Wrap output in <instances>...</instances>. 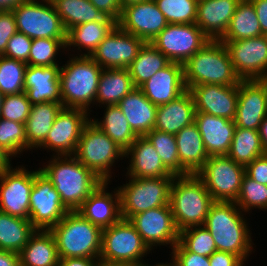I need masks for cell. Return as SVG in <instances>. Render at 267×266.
Listing matches in <instances>:
<instances>
[{
	"instance_id": "63",
	"label": "cell",
	"mask_w": 267,
	"mask_h": 266,
	"mask_svg": "<svg viewBox=\"0 0 267 266\" xmlns=\"http://www.w3.org/2000/svg\"><path fill=\"white\" fill-rule=\"evenodd\" d=\"M166 263H162V262H158V263H156V266H176L173 262H172V260L170 259V262H167V261H165Z\"/></svg>"
},
{
	"instance_id": "55",
	"label": "cell",
	"mask_w": 267,
	"mask_h": 266,
	"mask_svg": "<svg viewBox=\"0 0 267 266\" xmlns=\"http://www.w3.org/2000/svg\"><path fill=\"white\" fill-rule=\"evenodd\" d=\"M259 20L262 34L267 35V0H250Z\"/></svg>"
},
{
	"instance_id": "52",
	"label": "cell",
	"mask_w": 267,
	"mask_h": 266,
	"mask_svg": "<svg viewBox=\"0 0 267 266\" xmlns=\"http://www.w3.org/2000/svg\"><path fill=\"white\" fill-rule=\"evenodd\" d=\"M245 174L256 182L267 185V154H263L247 164Z\"/></svg>"
},
{
	"instance_id": "49",
	"label": "cell",
	"mask_w": 267,
	"mask_h": 266,
	"mask_svg": "<svg viewBox=\"0 0 267 266\" xmlns=\"http://www.w3.org/2000/svg\"><path fill=\"white\" fill-rule=\"evenodd\" d=\"M32 42V38H29L27 35L17 31L9 39L3 56L13 58L15 60H20L26 63L28 61Z\"/></svg>"
},
{
	"instance_id": "2",
	"label": "cell",
	"mask_w": 267,
	"mask_h": 266,
	"mask_svg": "<svg viewBox=\"0 0 267 266\" xmlns=\"http://www.w3.org/2000/svg\"><path fill=\"white\" fill-rule=\"evenodd\" d=\"M46 163L39 167L40 171L52 182L69 211H77L103 182L73 155H53Z\"/></svg>"
},
{
	"instance_id": "37",
	"label": "cell",
	"mask_w": 267,
	"mask_h": 266,
	"mask_svg": "<svg viewBox=\"0 0 267 266\" xmlns=\"http://www.w3.org/2000/svg\"><path fill=\"white\" fill-rule=\"evenodd\" d=\"M256 10L250 0H240L229 27L220 41H237L262 36Z\"/></svg>"
},
{
	"instance_id": "42",
	"label": "cell",
	"mask_w": 267,
	"mask_h": 266,
	"mask_svg": "<svg viewBox=\"0 0 267 266\" xmlns=\"http://www.w3.org/2000/svg\"><path fill=\"white\" fill-rule=\"evenodd\" d=\"M145 137L156 149L164 166L173 175L181 176V164L178 157L175 135L153 129Z\"/></svg>"
},
{
	"instance_id": "27",
	"label": "cell",
	"mask_w": 267,
	"mask_h": 266,
	"mask_svg": "<svg viewBox=\"0 0 267 266\" xmlns=\"http://www.w3.org/2000/svg\"><path fill=\"white\" fill-rule=\"evenodd\" d=\"M240 0H198L195 24L210 40H220Z\"/></svg>"
},
{
	"instance_id": "28",
	"label": "cell",
	"mask_w": 267,
	"mask_h": 266,
	"mask_svg": "<svg viewBox=\"0 0 267 266\" xmlns=\"http://www.w3.org/2000/svg\"><path fill=\"white\" fill-rule=\"evenodd\" d=\"M117 26V20L108 17L106 20L87 22L72 27L67 31L66 54L68 55L71 52H75L73 49H76V51H78L75 53L79 56H91L97 46L114 31Z\"/></svg>"
},
{
	"instance_id": "38",
	"label": "cell",
	"mask_w": 267,
	"mask_h": 266,
	"mask_svg": "<svg viewBox=\"0 0 267 266\" xmlns=\"http://www.w3.org/2000/svg\"><path fill=\"white\" fill-rule=\"evenodd\" d=\"M51 3L60 16L66 31L83 23L108 18L89 0H51Z\"/></svg>"
},
{
	"instance_id": "53",
	"label": "cell",
	"mask_w": 267,
	"mask_h": 266,
	"mask_svg": "<svg viewBox=\"0 0 267 266\" xmlns=\"http://www.w3.org/2000/svg\"><path fill=\"white\" fill-rule=\"evenodd\" d=\"M210 266H242L245 262L230 252L215 251L209 257Z\"/></svg>"
},
{
	"instance_id": "62",
	"label": "cell",
	"mask_w": 267,
	"mask_h": 266,
	"mask_svg": "<svg viewBox=\"0 0 267 266\" xmlns=\"http://www.w3.org/2000/svg\"><path fill=\"white\" fill-rule=\"evenodd\" d=\"M97 266H128V264L125 263H110L105 262L99 259Z\"/></svg>"
},
{
	"instance_id": "47",
	"label": "cell",
	"mask_w": 267,
	"mask_h": 266,
	"mask_svg": "<svg viewBox=\"0 0 267 266\" xmlns=\"http://www.w3.org/2000/svg\"><path fill=\"white\" fill-rule=\"evenodd\" d=\"M168 24H192L197 17L198 0H154Z\"/></svg>"
},
{
	"instance_id": "50",
	"label": "cell",
	"mask_w": 267,
	"mask_h": 266,
	"mask_svg": "<svg viewBox=\"0 0 267 266\" xmlns=\"http://www.w3.org/2000/svg\"><path fill=\"white\" fill-rule=\"evenodd\" d=\"M171 251L170 257L176 266H210L209 257L185 251L178 243Z\"/></svg>"
},
{
	"instance_id": "45",
	"label": "cell",
	"mask_w": 267,
	"mask_h": 266,
	"mask_svg": "<svg viewBox=\"0 0 267 266\" xmlns=\"http://www.w3.org/2000/svg\"><path fill=\"white\" fill-rule=\"evenodd\" d=\"M235 203L244 213L247 214L251 213L254 208L266 211L267 185L260 184L244 174L240 192Z\"/></svg>"
},
{
	"instance_id": "16",
	"label": "cell",
	"mask_w": 267,
	"mask_h": 266,
	"mask_svg": "<svg viewBox=\"0 0 267 266\" xmlns=\"http://www.w3.org/2000/svg\"><path fill=\"white\" fill-rule=\"evenodd\" d=\"M129 221L153 253L158 246H166L172 250L179 241V231L170 204L133 215Z\"/></svg>"
},
{
	"instance_id": "61",
	"label": "cell",
	"mask_w": 267,
	"mask_h": 266,
	"mask_svg": "<svg viewBox=\"0 0 267 266\" xmlns=\"http://www.w3.org/2000/svg\"><path fill=\"white\" fill-rule=\"evenodd\" d=\"M145 1H148V0H119V3L121 7L123 8L134 3L145 2Z\"/></svg>"
},
{
	"instance_id": "33",
	"label": "cell",
	"mask_w": 267,
	"mask_h": 266,
	"mask_svg": "<svg viewBox=\"0 0 267 266\" xmlns=\"http://www.w3.org/2000/svg\"><path fill=\"white\" fill-rule=\"evenodd\" d=\"M63 108L62 103L44 102L31 105L25 122L27 146L33 151L45 141L57 114Z\"/></svg>"
},
{
	"instance_id": "44",
	"label": "cell",
	"mask_w": 267,
	"mask_h": 266,
	"mask_svg": "<svg viewBox=\"0 0 267 266\" xmlns=\"http://www.w3.org/2000/svg\"><path fill=\"white\" fill-rule=\"evenodd\" d=\"M178 244L185 250L210 257L217 251L211 233L203 226H193L179 232Z\"/></svg>"
},
{
	"instance_id": "35",
	"label": "cell",
	"mask_w": 267,
	"mask_h": 266,
	"mask_svg": "<svg viewBox=\"0 0 267 266\" xmlns=\"http://www.w3.org/2000/svg\"><path fill=\"white\" fill-rule=\"evenodd\" d=\"M102 108L105 109L103 116L100 119L91 117L90 120L126 151L138 136L130 128L127 118L117 105H106Z\"/></svg>"
},
{
	"instance_id": "12",
	"label": "cell",
	"mask_w": 267,
	"mask_h": 266,
	"mask_svg": "<svg viewBox=\"0 0 267 266\" xmlns=\"http://www.w3.org/2000/svg\"><path fill=\"white\" fill-rule=\"evenodd\" d=\"M210 39L195 24H168L150 43L171 62L184 64Z\"/></svg>"
},
{
	"instance_id": "48",
	"label": "cell",
	"mask_w": 267,
	"mask_h": 266,
	"mask_svg": "<svg viewBox=\"0 0 267 266\" xmlns=\"http://www.w3.org/2000/svg\"><path fill=\"white\" fill-rule=\"evenodd\" d=\"M31 103L25 92L6 95L3 99L0 118L25 124Z\"/></svg>"
},
{
	"instance_id": "1",
	"label": "cell",
	"mask_w": 267,
	"mask_h": 266,
	"mask_svg": "<svg viewBox=\"0 0 267 266\" xmlns=\"http://www.w3.org/2000/svg\"><path fill=\"white\" fill-rule=\"evenodd\" d=\"M244 213L235 202L215 201L204 226L211 233L217 251L230 252L245 263L253 249L252 231Z\"/></svg>"
},
{
	"instance_id": "32",
	"label": "cell",
	"mask_w": 267,
	"mask_h": 266,
	"mask_svg": "<svg viewBox=\"0 0 267 266\" xmlns=\"http://www.w3.org/2000/svg\"><path fill=\"white\" fill-rule=\"evenodd\" d=\"M59 256L53 234L36 230L19 252L20 266H58Z\"/></svg>"
},
{
	"instance_id": "5",
	"label": "cell",
	"mask_w": 267,
	"mask_h": 266,
	"mask_svg": "<svg viewBox=\"0 0 267 266\" xmlns=\"http://www.w3.org/2000/svg\"><path fill=\"white\" fill-rule=\"evenodd\" d=\"M215 201L196 175L175 176L170 190V206L178 231L203 226Z\"/></svg>"
},
{
	"instance_id": "13",
	"label": "cell",
	"mask_w": 267,
	"mask_h": 266,
	"mask_svg": "<svg viewBox=\"0 0 267 266\" xmlns=\"http://www.w3.org/2000/svg\"><path fill=\"white\" fill-rule=\"evenodd\" d=\"M90 114L84 109L63 107L37 150L42 148L47 153L52 152V156L74 155L83 128L91 119Z\"/></svg>"
},
{
	"instance_id": "58",
	"label": "cell",
	"mask_w": 267,
	"mask_h": 266,
	"mask_svg": "<svg viewBox=\"0 0 267 266\" xmlns=\"http://www.w3.org/2000/svg\"><path fill=\"white\" fill-rule=\"evenodd\" d=\"M12 158L14 157L6 151L2 146H0V172L12 167Z\"/></svg>"
},
{
	"instance_id": "34",
	"label": "cell",
	"mask_w": 267,
	"mask_h": 266,
	"mask_svg": "<svg viewBox=\"0 0 267 266\" xmlns=\"http://www.w3.org/2000/svg\"><path fill=\"white\" fill-rule=\"evenodd\" d=\"M134 88L128 68L103 69L99 79L95 107L117 105Z\"/></svg>"
},
{
	"instance_id": "31",
	"label": "cell",
	"mask_w": 267,
	"mask_h": 266,
	"mask_svg": "<svg viewBox=\"0 0 267 266\" xmlns=\"http://www.w3.org/2000/svg\"><path fill=\"white\" fill-rule=\"evenodd\" d=\"M117 106L137 136H145L154 129L158 106L151 103L139 88H134Z\"/></svg>"
},
{
	"instance_id": "8",
	"label": "cell",
	"mask_w": 267,
	"mask_h": 266,
	"mask_svg": "<svg viewBox=\"0 0 267 266\" xmlns=\"http://www.w3.org/2000/svg\"><path fill=\"white\" fill-rule=\"evenodd\" d=\"M175 176L160 178L127 177L126 184L117 186L121 198L122 218L170 204V190ZM128 182V183H127Z\"/></svg>"
},
{
	"instance_id": "23",
	"label": "cell",
	"mask_w": 267,
	"mask_h": 266,
	"mask_svg": "<svg viewBox=\"0 0 267 266\" xmlns=\"http://www.w3.org/2000/svg\"><path fill=\"white\" fill-rule=\"evenodd\" d=\"M139 89L157 106L175 100L187 90L184 84L183 64L171 62L157 71Z\"/></svg>"
},
{
	"instance_id": "15",
	"label": "cell",
	"mask_w": 267,
	"mask_h": 266,
	"mask_svg": "<svg viewBox=\"0 0 267 266\" xmlns=\"http://www.w3.org/2000/svg\"><path fill=\"white\" fill-rule=\"evenodd\" d=\"M17 166L0 172V211L11 216L29 219L34 169L28 170L26 165Z\"/></svg>"
},
{
	"instance_id": "17",
	"label": "cell",
	"mask_w": 267,
	"mask_h": 266,
	"mask_svg": "<svg viewBox=\"0 0 267 266\" xmlns=\"http://www.w3.org/2000/svg\"><path fill=\"white\" fill-rule=\"evenodd\" d=\"M222 42L241 80L267 79V35Z\"/></svg>"
},
{
	"instance_id": "46",
	"label": "cell",
	"mask_w": 267,
	"mask_h": 266,
	"mask_svg": "<svg viewBox=\"0 0 267 266\" xmlns=\"http://www.w3.org/2000/svg\"><path fill=\"white\" fill-rule=\"evenodd\" d=\"M0 146L14 158L23 155V152L32 153L27 146L25 124L0 118Z\"/></svg>"
},
{
	"instance_id": "11",
	"label": "cell",
	"mask_w": 267,
	"mask_h": 266,
	"mask_svg": "<svg viewBox=\"0 0 267 266\" xmlns=\"http://www.w3.org/2000/svg\"><path fill=\"white\" fill-rule=\"evenodd\" d=\"M245 166L228 156H210L196 174L214 201L235 202L241 188Z\"/></svg>"
},
{
	"instance_id": "59",
	"label": "cell",
	"mask_w": 267,
	"mask_h": 266,
	"mask_svg": "<svg viewBox=\"0 0 267 266\" xmlns=\"http://www.w3.org/2000/svg\"><path fill=\"white\" fill-rule=\"evenodd\" d=\"M258 131L263 150L267 154V116L262 120Z\"/></svg>"
},
{
	"instance_id": "26",
	"label": "cell",
	"mask_w": 267,
	"mask_h": 266,
	"mask_svg": "<svg viewBox=\"0 0 267 266\" xmlns=\"http://www.w3.org/2000/svg\"><path fill=\"white\" fill-rule=\"evenodd\" d=\"M60 66L27 65L24 90L31 105L44 102L61 103Z\"/></svg>"
},
{
	"instance_id": "4",
	"label": "cell",
	"mask_w": 267,
	"mask_h": 266,
	"mask_svg": "<svg viewBox=\"0 0 267 266\" xmlns=\"http://www.w3.org/2000/svg\"><path fill=\"white\" fill-rule=\"evenodd\" d=\"M186 89L203 84L239 85L230 54L220 40H210L183 64Z\"/></svg>"
},
{
	"instance_id": "18",
	"label": "cell",
	"mask_w": 267,
	"mask_h": 266,
	"mask_svg": "<svg viewBox=\"0 0 267 266\" xmlns=\"http://www.w3.org/2000/svg\"><path fill=\"white\" fill-rule=\"evenodd\" d=\"M145 43L117 26L90 57L103 69L128 68Z\"/></svg>"
},
{
	"instance_id": "10",
	"label": "cell",
	"mask_w": 267,
	"mask_h": 266,
	"mask_svg": "<svg viewBox=\"0 0 267 266\" xmlns=\"http://www.w3.org/2000/svg\"><path fill=\"white\" fill-rule=\"evenodd\" d=\"M12 12L17 31L29 38L67 39V31L51 1L26 0Z\"/></svg>"
},
{
	"instance_id": "57",
	"label": "cell",
	"mask_w": 267,
	"mask_h": 266,
	"mask_svg": "<svg viewBox=\"0 0 267 266\" xmlns=\"http://www.w3.org/2000/svg\"><path fill=\"white\" fill-rule=\"evenodd\" d=\"M0 266H20L19 254L0 250Z\"/></svg>"
},
{
	"instance_id": "6",
	"label": "cell",
	"mask_w": 267,
	"mask_h": 266,
	"mask_svg": "<svg viewBox=\"0 0 267 266\" xmlns=\"http://www.w3.org/2000/svg\"><path fill=\"white\" fill-rule=\"evenodd\" d=\"M49 231L55 238L59 258L99 259L102 229L85 219L78 211H69Z\"/></svg>"
},
{
	"instance_id": "25",
	"label": "cell",
	"mask_w": 267,
	"mask_h": 266,
	"mask_svg": "<svg viewBox=\"0 0 267 266\" xmlns=\"http://www.w3.org/2000/svg\"><path fill=\"white\" fill-rule=\"evenodd\" d=\"M194 123L201 133L209 157L228 155L236 128L233 120L195 112Z\"/></svg>"
},
{
	"instance_id": "19",
	"label": "cell",
	"mask_w": 267,
	"mask_h": 266,
	"mask_svg": "<svg viewBox=\"0 0 267 266\" xmlns=\"http://www.w3.org/2000/svg\"><path fill=\"white\" fill-rule=\"evenodd\" d=\"M118 27L150 43L168 22L154 0L123 7L117 21Z\"/></svg>"
},
{
	"instance_id": "51",
	"label": "cell",
	"mask_w": 267,
	"mask_h": 266,
	"mask_svg": "<svg viewBox=\"0 0 267 266\" xmlns=\"http://www.w3.org/2000/svg\"><path fill=\"white\" fill-rule=\"evenodd\" d=\"M17 32V25L12 10L0 11V56L6 50L9 39Z\"/></svg>"
},
{
	"instance_id": "14",
	"label": "cell",
	"mask_w": 267,
	"mask_h": 266,
	"mask_svg": "<svg viewBox=\"0 0 267 266\" xmlns=\"http://www.w3.org/2000/svg\"><path fill=\"white\" fill-rule=\"evenodd\" d=\"M69 210L63 205L52 182L34 170V185L30 193L29 220L37 230H50Z\"/></svg>"
},
{
	"instance_id": "60",
	"label": "cell",
	"mask_w": 267,
	"mask_h": 266,
	"mask_svg": "<svg viewBox=\"0 0 267 266\" xmlns=\"http://www.w3.org/2000/svg\"><path fill=\"white\" fill-rule=\"evenodd\" d=\"M26 0H0V11L2 10H12L18 4L24 2Z\"/></svg>"
},
{
	"instance_id": "22",
	"label": "cell",
	"mask_w": 267,
	"mask_h": 266,
	"mask_svg": "<svg viewBox=\"0 0 267 266\" xmlns=\"http://www.w3.org/2000/svg\"><path fill=\"white\" fill-rule=\"evenodd\" d=\"M103 181L77 210L85 219L101 229L112 226L122 219L121 198L118 187L112 192L108 184Z\"/></svg>"
},
{
	"instance_id": "40",
	"label": "cell",
	"mask_w": 267,
	"mask_h": 266,
	"mask_svg": "<svg viewBox=\"0 0 267 266\" xmlns=\"http://www.w3.org/2000/svg\"><path fill=\"white\" fill-rule=\"evenodd\" d=\"M265 154L258 130L236 127L228 153L235 163L246 166Z\"/></svg>"
},
{
	"instance_id": "39",
	"label": "cell",
	"mask_w": 267,
	"mask_h": 266,
	"mask_svg": "<svg viewBox=\"0 0 267 266\" xmlns=\"http://www.w3.org/2000/svg\"><path fill=\"white\" fill-rule=\"evenodd\" d=\"M171 61L151 43H145L128 67L135 88H139L157 71L165 68Z\"/></svg>"
},
{
	"instance_id": "54",
	"label": "cell",
	"mask_w": 267,
	"mask_h": 266,
	"mask_svg": "<svg viewBox=\"0 0 267 266\" xmlns=\"http://www.w3.org/2000/svg\"><path fill=\"white\" fill-rule=\"evenodd\" d=\"M98 10L107 17L119 20L122 7L119 0H89Z\"/></svg>"
},
{
	"instance_id": "65",
	"label": "cell",
	"mask_w": 267,
	"mask_h": 266,
	"mask_svg": "<svg viewBox=\"0 0 267 266\" xmlns=\"http://www.w3.org/2000/svg\"><path fill=\"white\" fill-rule=\"evenodd\" d=\"M4 96L1 92H0V114H1V107H2V104H3V99H4Z\"/></svg>"
},
{
	"instance_id": "41",
	"label": "cell",
	"mask_w": 267,
	"mask_h": 266,
	"mask_svg": "<svg viewBox=\"0 0 267 266\" xmlns=\"http://www.w3.org/2000/svg\"><path fill=\"white\" fill-rule=\"evenodd\" d=\"M66 40L51 38L33 39L28 61L26 62L27 65L40 67L60 66L61 63L60 60H57V57H62L59 56L61 52L66 54Z\"/></svg>"
},
{
	"instance_id": "9",
	"label": "cell",
	"mask_w": 267,
	"mask_h": 266,
	"mask_svg": "<svg viewBox=\"0 0 267 266\" xmlns=\"http://www.w3.org/2000/svg\"><path fill=\"white\" fill-rule=\"evenodd\" d=\"M152 251L144 243L134 225L126 219L102 229L99 259L110 263L138 264Z\"/></svg>"
},
{
	"instance_id": "64",
	"label": "cell",
	"mask_w": 267,
	"mask_h": 266,
	"mask_svg": "<svg viewBox=\"0 0 267 266\" xmlns=\"http://www.w3.org/2000/svg\"><path fill=\"white\" fill-rule=\"evenodd\" d=\"M128 266H156V264L150 265L146 262H142V263H138V264H128Z\"/></svg>"
},
{
	"instance_id": "36",
	"label": "cell",
	"mask_w": 267,
	"mask_h": 266,
	"mask_svg": "<svg viewBox=\"0 0 267 266\" xmlns=\"http://www.w3.org/2000/svg\"><path fill=\"white\" fill-rule=\"evenodd\" d=\"M36 230L29 219L0 211V250L19 254Z\"/></svg>"
},
{
	"instance_id": "56",
	"label": "cell",
	"mask_w": 267,
	"mask_h": 266,
	"mask_svg": "<svg viewBox=\"0 0 267 266\" xmlns=\"http://www.w3.org/2000/svg\"><path fill=\"white\" fill-rule=\"evenodd\" d=\"M99 259L86 257L60 258L58 266H97Z\"/></svg>"
},
{
	"instance_id": "24",
	"label": "cell",
	"mask_w": 267,
	"mask_h": 266,
	"mask_svg": "<svg viewBox=\"0 0 267 266\" xmlns=\"http://www.w3.org/2000/svg\"><path fill=\"white\" fill-rule=\"evenodd\" d=\"M125 176L134 178H160L173 175L163 164L154 146L145 136H138L125 151Z\"/></svg>"
},
{
	"instance_id": "29",
	"label": "cell",
	"mask_w": 267,
	"mask_h": 266,
	"mask_svg": "<svg viewBox=\"0 0 267 266\" xmlns=\"http://www.w3.org/2000/svg\"><path fill=\"white\" fill-rule=\"evenodd\" d=\"M175 137L181 164V176L197 174L208 160L209 155L196 124L193 122L191 125L185 126Z\"/></svg>"
},
{
	"instance_id": "30",
	"label": "cell",
	"mask_w": 267,
	"mask_h": 266,
	"mask_svg": "<svg viewBox=\"0 0 267 266\" xmlns=\"http://www.w3.org/2000/svg\"><path fill=\"white\" fill-rule=\"evenodd\" d=\"M195 112L192 95L186 90L175 100L157 107L154 129L176 135L194 122Z\"/></svg>"
},
{
	"instance_id": "43",
	"label": "cell",
	"mask_w": 267,
	"mask_h": 266,
	"mask_svg": "<svg viewBox=\"0 0 267 266\" xmlns=\"http://www.w3.org/2000/svg\"><path fill=\"white\" fill-rule=\"evenodd\" d=\"M27 63L0 56V92L3 95H12L25 92L24 80Z\"/></svg>"
},
{
	"instance_id": "7",
	"label": "cell",
	"mask_w": 267,
	"mask_h": 266,
	"mask_svg": "<svg viewBox=\"0 0 267 266\" xmlns=\"http://www.w3.org/2000/svg\"><path fill=\"white\" fill-rule=\"evenodd\" d=\"M73 156L103 181H111L112 167H116V161L124 160L125 151L90 120L83 128Z\"/></svg>"
},
{
	"instance_id": "21",
	"label": "cell",
	"mask_w": 267,
	"mask_h": 266,
	"mask_svg": "<svg viewBox=\"0 0 267 266\" xmlns=\"http://www.w3.org/2000/svg\"><path fill=\"white\" fill-rule=\"evenodd\" d=\"M187 90L192 95L196 112H204L234 121L238 102V85L203 84Z\"/></svg>"
},
{
	"instance_id": "20",
	"label": "cell",
	"mask_w": 267,
	"mask_h": 266,
	"mask_svg": "<svg viewBox=\"0 0 267 266\" xmlns=\"http://www.w3.org/2000/svg\"><path fill=\"white\" fill-rule=\"evenodd\" d=\"M267 116V80H241L234 119L236 127L258 130Z\"/></svg>"
},
{
	"instance_id": "3",
	"label": "cell",
	"mask_w": 267,
	"mask_h": 266,
	"mask_svg": "<svg viewBox=\"0 0 267 266\" xmlns=\"http://www.w3.org/2000/svg\"><path fill=\"white\" fill-rule=\"evenodd\" d=\"M68 57L66 64L60 66L59 73L62 106L80 108L90 113L95 105L103 68L90 56L71 53Z\"/></svg>"
}]
</instances>
